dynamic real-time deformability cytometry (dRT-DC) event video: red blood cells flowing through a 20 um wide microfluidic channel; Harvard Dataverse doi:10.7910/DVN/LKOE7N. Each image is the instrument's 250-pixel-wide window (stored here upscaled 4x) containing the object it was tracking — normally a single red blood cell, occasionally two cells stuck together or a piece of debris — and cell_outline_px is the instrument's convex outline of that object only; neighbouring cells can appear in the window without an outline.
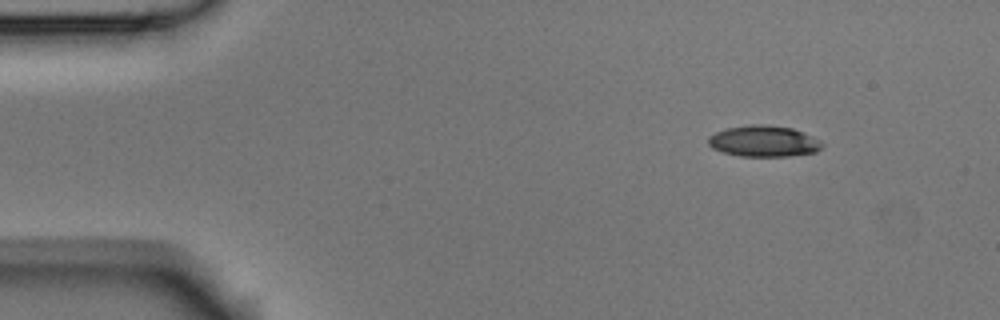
{"species": "Egyptian fruit bat (a non-hibernating species)", "species_latin": "Rousettus aegyptiacus", "temperature_condition": "room temperature", "stored_images_in_passage": 6, "camera_frame_rate_fps": 3000, "um_per_image_px": 0.085, "animal": {"sex": "male"}, "frame": {"image": 1, "passage_image": 2, "time_ms": 0.333, "image_size_px": [1000, 320], "cell_outline_px": [[824, 144], [816, 152], [788, 156], [740, 156], [724, 152], [712, 148], [708, 144], [708, 136], [716, 132], [728, 128], [752, 124], [760, 124], [792, 128], [812, 136], [820, 140]], "centroid_in_image_um": [64.91, 12.0], "position_along_channel_um": 20.1, "area_um2": 20.52}}
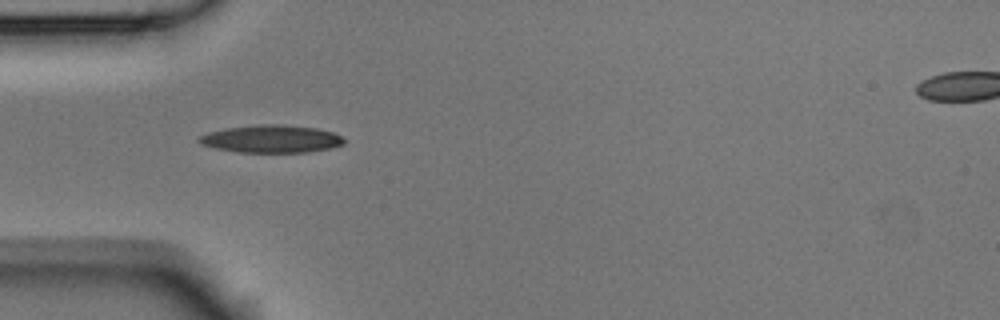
{"frame": {"image": 2, "passage_image": 5, "time_ms": 1.333, "image_size_px": [1000, 320], "cell_outline_px": [[348, 140], [344, 144], [332, 148], [308, 152], [240, 152], [216, 148], [200, 144], [196, 140], [200, 136], [208, 132], [228, 128], [260, 124], [280, 124], [316, 128], [332, 132]], "centroid_in_image_um": [23.09, 11.81], "position_along_channel_um": 61.9, "area_um2": 23.35}}
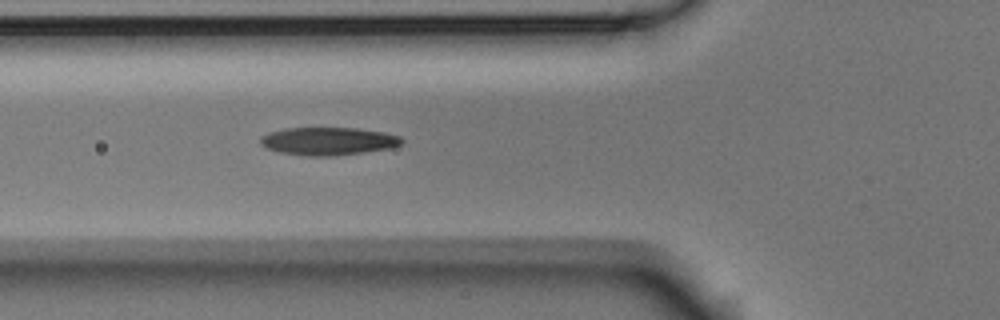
{"frame": {"image": 3, "passage_image": 6, "time_ms": 1.667, "image_size_px": [1000, 320], "cell_outline_px": [[404, 144], [392, 148], [364, 152], [332, 156], [304, 156], [280, 152], [264, 148], [260, 144], [260, 136], [268, 132], [284, 128], [356, 128], [384, 132], [400, 136], [404, 140]], "centroid_in_image_um": [27.89, 12.0], "position_along_channel_um": 97.9, "area_um2": 23.29}}